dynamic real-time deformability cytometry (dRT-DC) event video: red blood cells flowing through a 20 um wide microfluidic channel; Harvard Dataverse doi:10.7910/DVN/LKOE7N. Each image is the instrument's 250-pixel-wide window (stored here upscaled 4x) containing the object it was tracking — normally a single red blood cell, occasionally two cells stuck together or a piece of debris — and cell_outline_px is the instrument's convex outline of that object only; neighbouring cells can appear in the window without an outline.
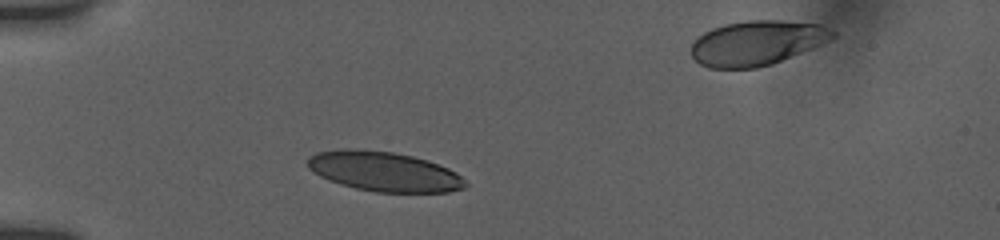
{"species": "human", "species_latin": "Homo sapiens", "temperature_condition": "room temperature", "stored_images_in_passage": 38, "camera_frame_rate_fps": 3000, "um_per_image_px": 0.085, "donor": {"sex": "female"}, "frame": {"image": 1, "passage_image": 6, "time_ms": 1.667, "image_size_px": [1000, 240], "cell_outline_px": [[468, 184], [464, 188], [448, 192], [376, 192], [356, 188], [340, 184], [328, 180], [312, 172], [308, 168], [308, 160], [316, 152], [344, 148], [348, 148], [392, 152], [412, 156], [448, 168], [456, 172]], "centroid_in_image_um": [32.62, 14.58], "position_along_channel_um": 52.4, "area_um2": 36.24}}
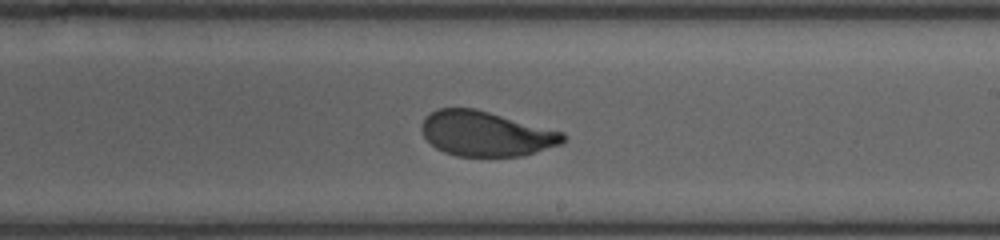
{"frame": {"image": 2, "passage_image": 23, "time_ms": 7.333, "image_size_px": [1000, 240], "cell_outline_px": [[568, 136], [560, 144], [524, 156], [456, 156], [444, 152], [436, 148], [424, 136], [420, 128], [424, 116], [440, 108], [476, 108], [564, 132]], "centroid_in_image_um": [41.31, 11.36], "position_along_channel_um": 247.7, "area_um2": 37.17}}
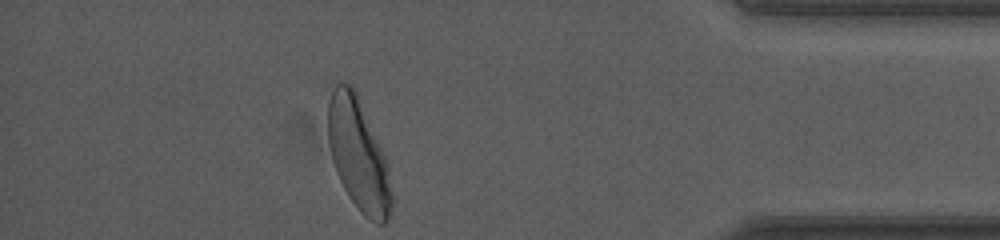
{"frame": {"image": 3, "passage_image": 38, "time_ms": 12.333, "image_size_px": [1000, 240], "cell_outline_px": [[392, 204], [388, 220], [384, 224], [376, 224], [364, 216], [360, 212], [348, 196], [336, 172], [328, 140], [328, 100], [336, 84], [348, 84], [356, 92], [384, 156], [392, 192]], "centroid_in_image_um": [30.45, 13.22], "position_along_channel_um": 404.7, "area_um2": 40.58}, "authors_computed_cell_mechanics": {"area_um2": 37.5122, "velocity_mm_per_s": 3.8194, "shape_relaxation_time_tau1_ms": 4.2661, "shape_relaxation_time_tau2_ms": null, "deformation_change_tau1": 0.1717, "deformation_change_tau2": null}}